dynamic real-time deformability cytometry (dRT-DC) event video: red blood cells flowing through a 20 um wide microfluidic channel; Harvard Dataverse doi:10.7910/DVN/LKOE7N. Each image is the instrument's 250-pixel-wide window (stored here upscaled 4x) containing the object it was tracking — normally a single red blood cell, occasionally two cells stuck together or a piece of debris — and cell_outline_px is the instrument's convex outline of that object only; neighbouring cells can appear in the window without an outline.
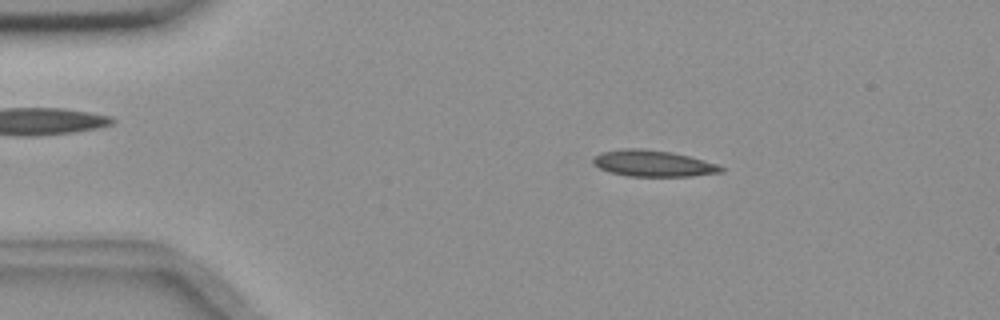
{"species": "common noctule bat (a hibernating species)", "species_latin": "Nyctalus noctula", "temperature_condition": "room temperature", "stored_images_in_passage": 54, "camera_frame_rate_fps": 3000, "um_per_image_px": 0.085, "animal": {"sex": "female", "body_mass_g": 18.4}, "frame": {"image": 1, "passage_image": 9, "time_ms": 2.667, "image_size_px": [1000, 320], "cell_outline_px": [[724, 172], [692, 176], [628, 176], [608, 172], [592, 164], [592, 156], [600, 152], [620, 148], [640, 148], [672, 152], [720, 164], [724, 168]], "centroid_in_image_um": [55.48, 13.88], "position_along_channel_um": 29.5, "area_um2": 19.94}}
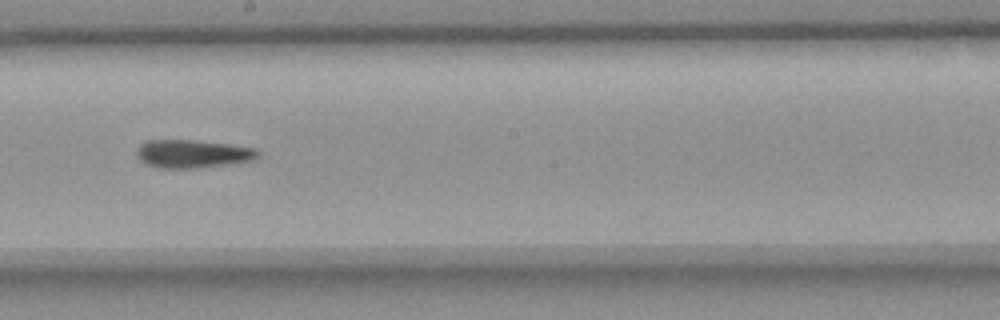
{"frame": {"image": 2, "passage_image": 30, "time_ms": 9.667, "image_size_px": [1000, 320], "cell_outline_px": [[260, 156], [252, 160], [228, 164], [196, 168], [160, 168], [144, 164], [136, 156], [136, 152], [140, 144], [144, 140], [196, 140], [228, 144], [256, 148], [260, 152]], "centroid_in_image_um": [16.35, 13.07], "position_along_channel_um": 231.9, "area_um2": 20.06}}
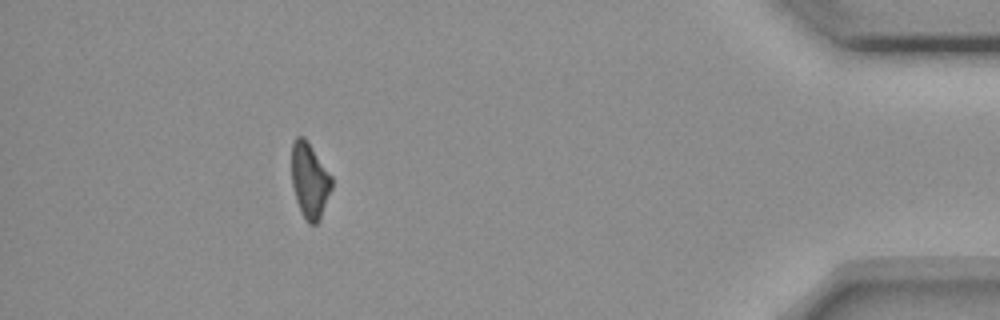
{"frame": {"image": 3, "passage_image": 49, "time_ms": 16.0, "image_size_px": [1000, 320], "cell_outline_px": [[332, 188], [320, 220], [316, 224], [308, 224], [300, 212], [296, 200], [292, 184], [292, 144], [296, 136], [304, 136], [332, 176]], "centroid_in_image_um": [26.32, 15.37], "position_along_channel_um": 408.9, "area_um2": 17.69}, "authors_computed_cell_mechanics": {"area_um2": 19.2763, "velocity_mm_per_s": 3.6578, "shape_relaxation_time_tau1_ms": 10.4534, "shape_relaxation_time_tau2_ms": null, "deformation_change_tau1": 0.1849, "deformation_change_tau2": null}}